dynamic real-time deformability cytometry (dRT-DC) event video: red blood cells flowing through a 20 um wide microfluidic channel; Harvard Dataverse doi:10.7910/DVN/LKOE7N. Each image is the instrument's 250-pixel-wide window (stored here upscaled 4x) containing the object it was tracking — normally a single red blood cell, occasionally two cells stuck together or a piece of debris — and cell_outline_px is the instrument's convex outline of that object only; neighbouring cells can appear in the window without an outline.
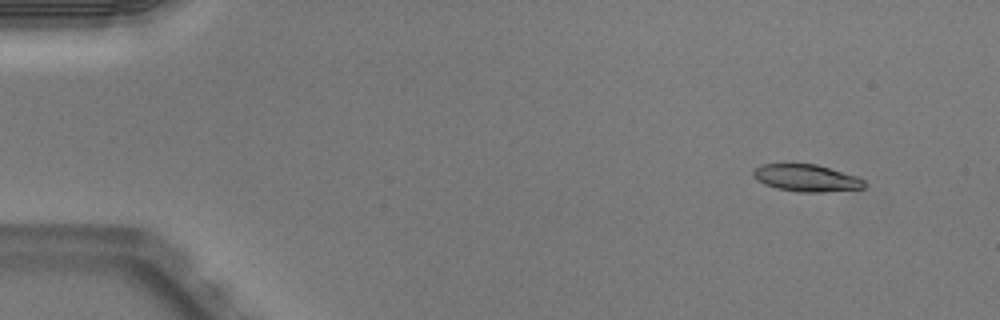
{"species": "Egyptian fruit bat (a non-hibernating species)", "species_latin": "Rousettus aegyptiacus", "temperature_condition": "warm", "stored_images_in_passage": 51, "camera_frame_rate_fps": 3000, "um_per_image_px": 0.085, "animal": {"sex": "male"}, "frame": {"image": 1, "passage_image": 5, "time_ms": 1.333, "image_size_px": [1000, 320], "cell_outline_px": [[864, 188], [824, 192], [800, 192], [776, 188], [764, 184], [756, 180], [752, 176], [752, 172], [760, 164], [816, 164], [856, 176], [864, 180]], "centroid_in_image_um": [68.5, 15.13], "position_along_channel_um": 16.5, "area_um2": 17.46}}
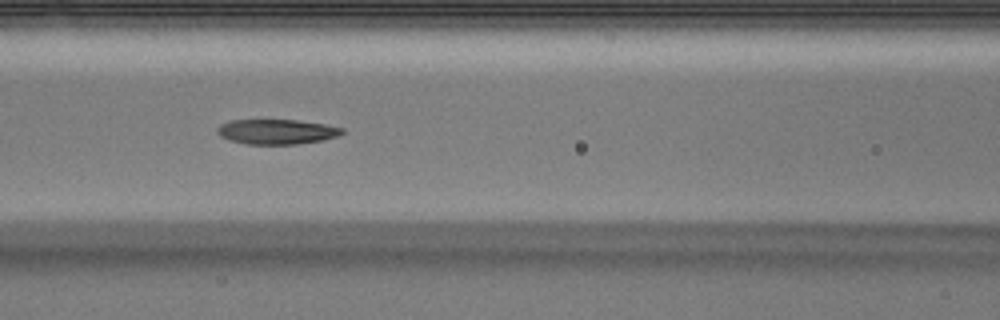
{"frame": {"image": 2, "passage_image": 23, "time_ms": 7.333, "image_size_px": [1000, 320], "cell_outline_px": [[344, 132], [336, 136], [324, 140], [296, 144], [248, 144], [228, 140], [220, 136], [216, 132], [216, 128], [220, 124], [232, 120], [296, 120], [324, 124], [344, 128]], "centroid_in_image_um": [23.49, 11.19], "position_along_channel_um": 143.1, "area_um2": 18.15}}
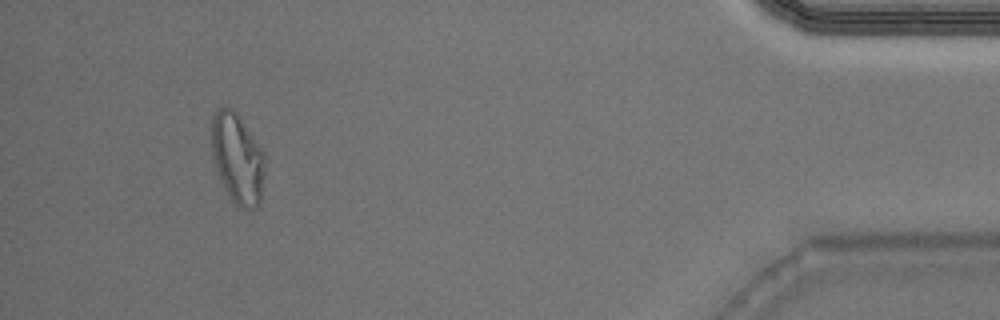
{"frame": {"image": 3, "passage_image": 48, "time_ms": 15.667, "image_size_px": [1000, 320], "cell_outline_px": [[264, 172], [260, 204], [256, 208], [240, 208], [232, 200], [216, 168], [212, 156], [212, 116], [216, 108], [232, 108], [236, 112], [264, 152]], "centroid_in_image_um": [20.19, 13.45], "position_along_channel_um": 415.0, "area_um2": 27.57}, "authors_computed_cell_mechanics": {"area_um2": 18.6694, "velocity_mm_per_s": 3.9899, "shape_relaxation_time_tau1_ms": null, "shape_relaxation_time_tau2_ms": 4.5471, "deformation_change_tau1": null, "deformation_change_tau2": 0.1268}}